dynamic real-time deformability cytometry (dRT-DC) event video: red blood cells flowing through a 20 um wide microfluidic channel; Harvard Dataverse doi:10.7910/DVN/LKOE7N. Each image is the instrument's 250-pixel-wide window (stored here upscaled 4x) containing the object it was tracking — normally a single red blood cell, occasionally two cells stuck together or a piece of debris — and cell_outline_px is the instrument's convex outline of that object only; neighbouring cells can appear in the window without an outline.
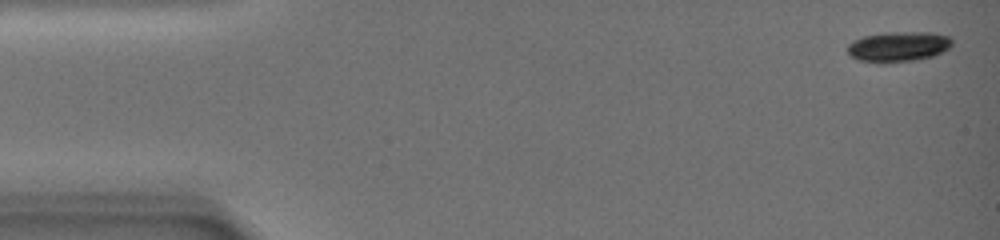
{"species": "common noctule bat (a hibernating species)", "species_latin": "Nyctalus noctula", "temperature_condition": "warm", "stored_images_in_passage": 27, "camera_frame_rate_fps": 3000, "um_per_image_px": 0.085, "animal": {"sex": "female", "body_mass_g": 19.0, "forearm_length_mm": 51.5}, "frame": {"image": 1, "passage_image": 1, "time_ms": 0.0, "image_size_px": [1000, 240], "cell_outline_px": [[952, 44], [948, 48], [932, 56], [916, 60], [884, 64], [880, 64], [856, 60], [848, 52], [848, 44], [852, 40], [864, 36], [888, 32], [932, 32], [948, 36], [952, 40]], "centroid_in_image_um": [76.32, 3.98], "position_along_channel_um": 8.7, "area_um2": 18.61}}
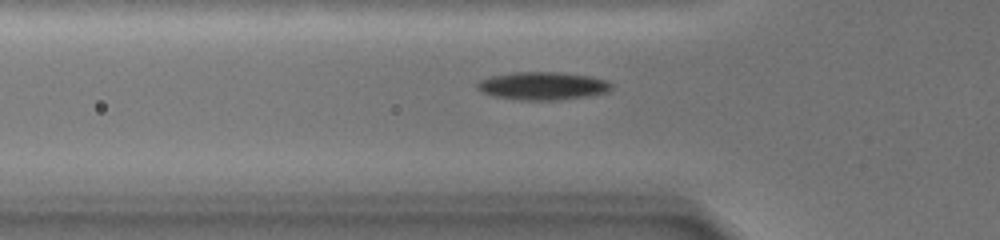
{"frame": {"image": 2, "passage_image": 20, "time_ms": 6.667, "image_size_px": [1000, 240], "cell_outline_px": [[612, 88], [608, 92], [588, 96], [552, 100], [516, 100], [492, 96], [480, 92], [476, 88], [476, 84], [480, 80], [492, 76], [512, 72], [560, 72], [588, 76], [608, 80], [612, 84]], "centroid_in_image_um": [46.1, 7.3], "position_along_channel_um": 79.7, "area_um2": 22.02}}
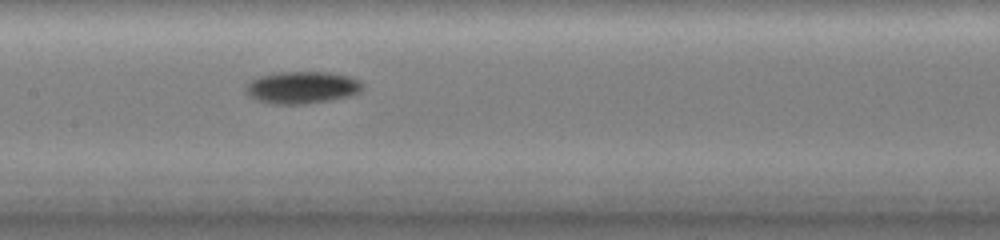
{"frame": {"image": 3, "passage_image": 27, "time_ms": 10.0, "image_size_px": [1000, 240], "cell_outline_px": [[364, 88], [360, 92], [348, 96], [332, 100], [304, 104], [272, 104], [256, 100], [248, 96], [244, 88], [244, 84], [260, 76], [280, 72], [328, 72], [348, 76], [360, 80], [364, 84]], "centroid_in_image_um": [25.66, 7.44], "position_along_channel_um": 181.7, "area_um2": 22.14}}